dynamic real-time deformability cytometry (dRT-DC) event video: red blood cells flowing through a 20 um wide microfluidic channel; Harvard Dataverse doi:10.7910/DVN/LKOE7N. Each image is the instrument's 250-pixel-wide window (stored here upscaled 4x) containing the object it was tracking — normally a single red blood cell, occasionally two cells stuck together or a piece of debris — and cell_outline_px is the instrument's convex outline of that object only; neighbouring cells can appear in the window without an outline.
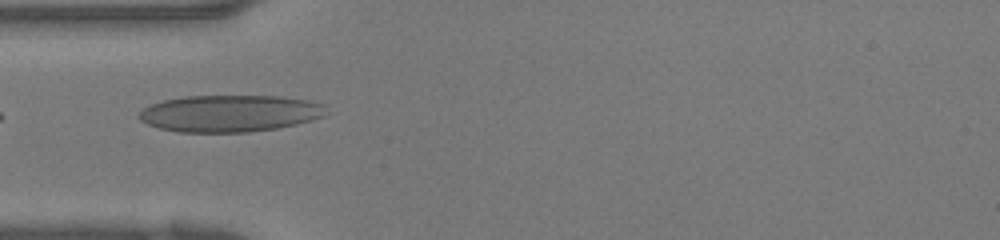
{"species": "human", "species_latin": "Homo sapiens", "temperature_condition": "warm", "stored_images_in_passage": 30, "camera_frame_rate_fps": 3000, "um_per_image_px": 0.085, "donor": {"sex": "female"}, "frame": {"image": 1, "passage_image": 2, "time_ms": 0.333, "image_size_px": [1000, 240], "cell_outline_px": [[324, 116], [312, 120], [296, 124], [276, 128], [248, 132], [180, 132], [160, 128], [148, 124], [140, 120], [136, 116], [144, 108], [152, 104], [164, 100], [188, 96], [280, 96], [308, 100], [324, 104]], "centroid_in_image_um": [19.53, 9.64], "position_along_channel_um": 65.5, "area_um2": 40.0}}
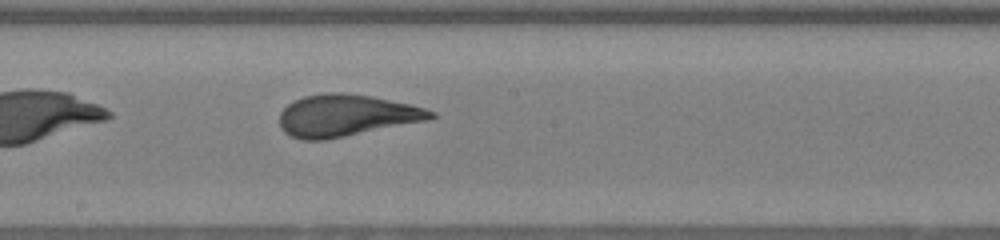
{"frame": {"image": 2, "passage_image": 11, "time_ms": 3.333, "image_size_px": [1000, 240], "cell_outline_px": [[436, 116], [428, 120], [324, 140], [304, 140], [292, 136], [284, 132], [280, 128], [280, 112], [288, 104], [304, 96], [328, 92], [340, 92], [372, 96], [408, 104], [424, 108], [436, 112]], "centroid_in_image_um": [29.41, 9.81], "position_along_channel_um": 218.8, "area_um2": 36.59}}
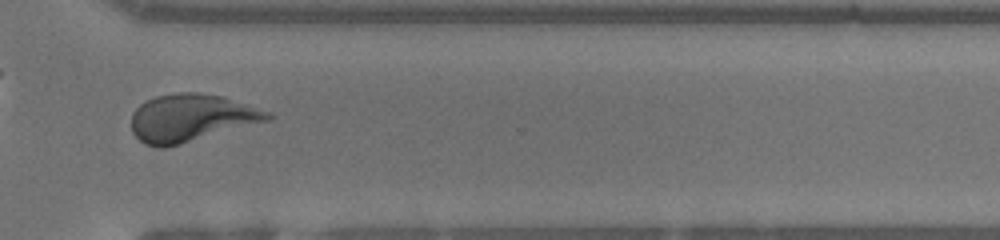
{"frame": {"image": 3, "passage_image": 19, "time_ms": 6.0, "image_size_px": [1000, 240], "cell_outline_px": [[272, 116], [268, 120], [180, 144], [164, 148], [156, 148], [144, 144], [132, 132], [132, 112], [140, 104], [156, 96], [180, 92], [196, 92], [224, 96], [272, 112]], "centroid_in_image_um": [16.23, 10.02], "position_along_channel_um": 354.4, "area_um2": 37.57}}